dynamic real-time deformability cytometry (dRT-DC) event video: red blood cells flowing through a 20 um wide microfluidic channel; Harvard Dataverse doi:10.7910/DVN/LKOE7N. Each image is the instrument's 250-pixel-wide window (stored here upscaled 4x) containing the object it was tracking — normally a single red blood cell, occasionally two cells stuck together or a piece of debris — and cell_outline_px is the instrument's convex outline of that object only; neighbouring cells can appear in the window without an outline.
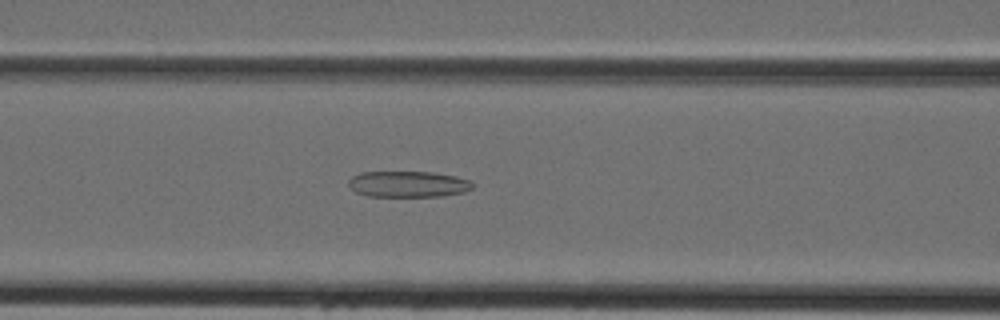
{"species": "Egyptian fruit bat (a non-hibernating species)", "species_latin": "Rousettus aegyptiacus", "temperature_condition": "cold", "stored_images_in_passage": 44, "camera_frame_rate_fps": 3000, "um_per_image_px": 0.085, "animal": {"sex": "female"}, "frame": {"image": 1, "passage_image": 18, "time_ms": 5.667, "image_size_px": [1000, 320], "cell_outline_px": [[472, 188], [464, 192], [440, 196], [368, 196], [356, 192], [348, 184], [348, 180], [352, 176], [360, 172], [432, 172], [456, 176], [468, 180], [472, 184]], "centroid_in_image_um": [34.66, 15.64], "position_along_channel_um": 131.9, "area_um2": 18.73}}
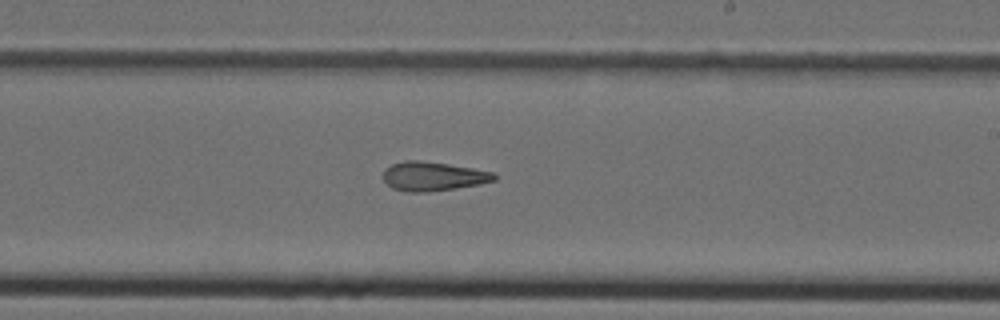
{"frame": {"image": 2, "passage_image": 26, "time_ms": 8.333, "image_size_px": [1000, 320], "cell_outline_px": [[496, 180], [480, 184], [456, 188], [428, 192], [404, 192], [392, 188], [384, 180], [384, 168], [392, 164], [404, 160], [420, 160], [448, 164], [472, 168], [492, 172], [496, 176]], "centroid_in_image_um": [36.78, 14.99], "position_along_channel_um": 252.2, "area_um2": 18.84}}
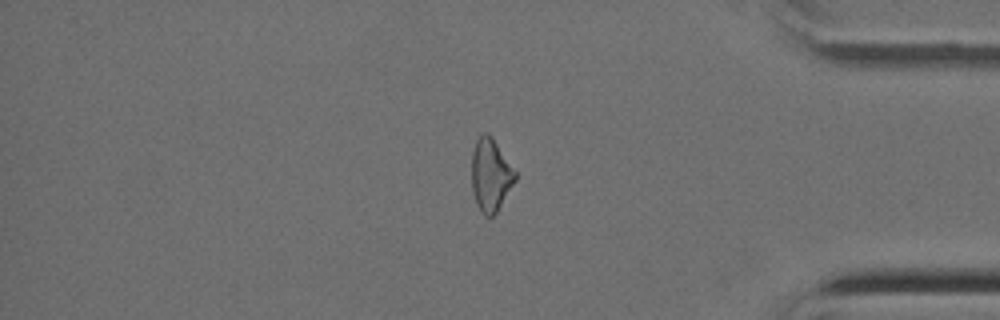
{"frame": {"image": 3, "passage_image": 37, "time_ms": 12.0, "image_size_px": [1000, 320], "cell_outline_px": [[516, 180], [496, 212], [492, 216], [484, 216], [480, 212], [472, 192], [472, 152], [476, 140], [484, 132], [488, 132], [492, 136], [516, 172]], "centroid_in_image_um": [41.69, 14.86], "position_along_channel_um": 393.5, "area_um2": 18.38}}